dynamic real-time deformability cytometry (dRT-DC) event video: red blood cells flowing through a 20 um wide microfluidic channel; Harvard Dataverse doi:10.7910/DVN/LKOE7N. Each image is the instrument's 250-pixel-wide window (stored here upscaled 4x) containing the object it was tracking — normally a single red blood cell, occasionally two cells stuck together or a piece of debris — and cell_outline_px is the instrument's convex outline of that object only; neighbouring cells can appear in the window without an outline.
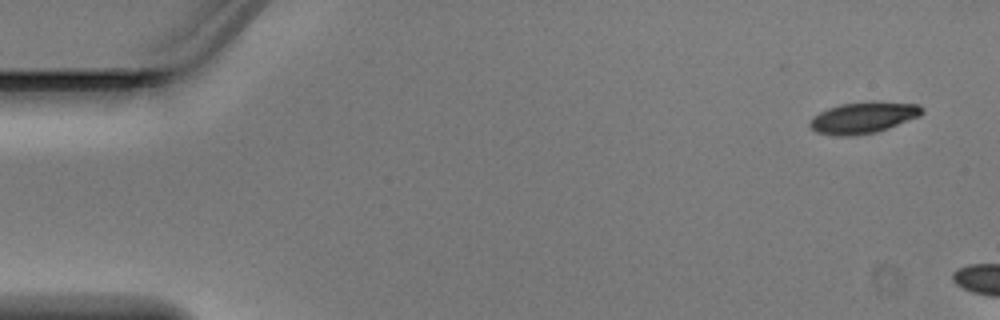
{"species": "Egyptian fruit bat (a non-hibernating species)", "species_latin": "Rousettus aegyptiacus", "temperature_condition": "warm", "stored_images_in_passage": 5, "camera_frame_rate_fps": 3000, "um_per_image_px": 0.085, "animal": {"sex": "male"}, "frame": {"image": 1, "passage_image": 1, "time_ms": 0.0, "image_size_px": [1000, 320], "cell_outline_px": [[924, 112], [920, 116], [888, 128], [876, 132], [856, 136], [832, 136], [816, 132], [808, 124], [812, 116], [828, 108], [840, 104], [872, 100], [920, 104], [924, 108]], "centroid_in_image_um": [73.39, 9.99], "position_along_channel_um": 11.6, "area_um2": 20.98}}